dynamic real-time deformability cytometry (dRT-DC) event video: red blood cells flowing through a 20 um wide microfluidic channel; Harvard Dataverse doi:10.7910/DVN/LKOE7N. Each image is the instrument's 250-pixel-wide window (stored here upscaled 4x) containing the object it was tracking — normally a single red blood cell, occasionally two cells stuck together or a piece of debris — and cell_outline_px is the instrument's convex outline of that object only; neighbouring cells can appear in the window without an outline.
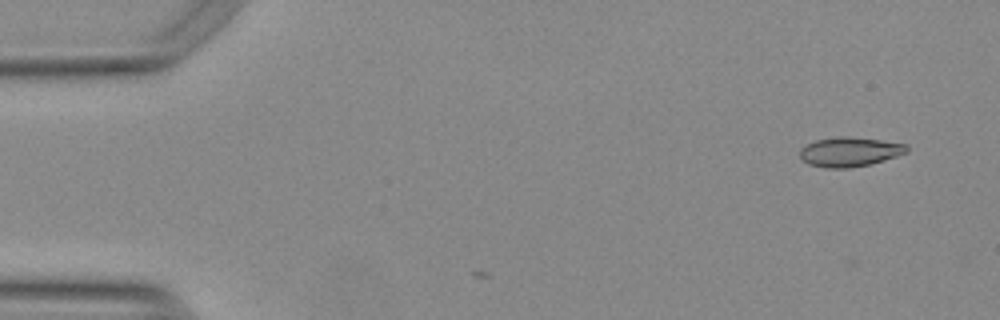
{"species": "Egyptian fruit bat (a non-hibernating species)", "species_latin": "Rousettus aegyptiacus", "temperature_condition": "warm", "stored_images_in_passage": 4, "camera_frame_rate_fps": 3000, "um_per_image_px": 0.085, "animal": {"sex": "female"}, "frame": {"image": 1, "passage_image": 4, "time_ms": 1.0, "image_size_px": [1000, 320], "cell_outline_px": [[908, 152], [884, 160], [868, 164], [848, 168], [828, 168], [808, 164], [800, 156], [800, 148], [816, 140], [840, 136], [848, 136], [880, 140], [908, 144]], "centroid_in_image_um": [72.23, 12.9], "position_along_channel_um": 12.8, "area_um2": 18.21}}